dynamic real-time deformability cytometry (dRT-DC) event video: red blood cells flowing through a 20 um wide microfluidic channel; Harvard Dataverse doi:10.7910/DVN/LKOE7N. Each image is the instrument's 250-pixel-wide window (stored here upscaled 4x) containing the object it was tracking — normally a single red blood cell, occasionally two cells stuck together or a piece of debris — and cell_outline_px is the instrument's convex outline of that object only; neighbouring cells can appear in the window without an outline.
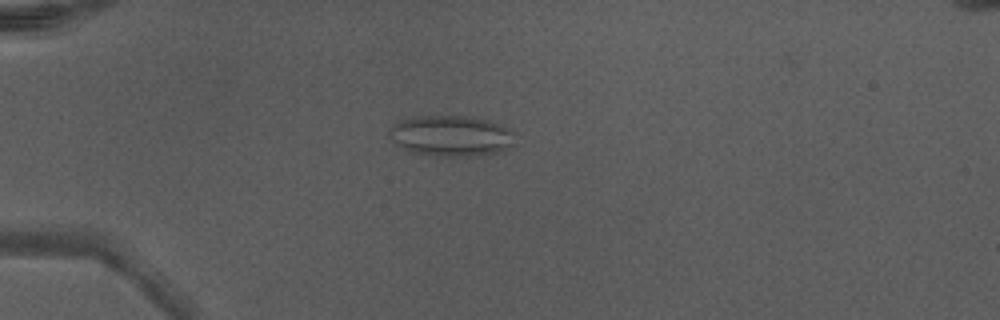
{"species": "Egyptian fruit bat (a non-hibernating species)", "species_latin": "Rousettus aegyptiacus", "temperature_condition": "warm", "stored_images_in_passage": 14, "camera_frame_rate_fps": 3000, "um_per_image_px": 0.085, "animal": {"sex": "male"}, "frame": {"image": 1, "passage_image": 8, "time_ms": 2.333, "image_size_px": [1000, 320], "cell_outline_px": [[516, 144], [500, 152], [468, 156], [440, 156], [408, 152], [396, 144], [388, 136], [388, 128], [400, 120], [420, 116], [464, 116], [488, 120], [500, 124], [516, 132]], "centroid_in_image_um": [38.36, 11.55], "position_along_channel_um": 46.6, "area_um2": 30.29}}